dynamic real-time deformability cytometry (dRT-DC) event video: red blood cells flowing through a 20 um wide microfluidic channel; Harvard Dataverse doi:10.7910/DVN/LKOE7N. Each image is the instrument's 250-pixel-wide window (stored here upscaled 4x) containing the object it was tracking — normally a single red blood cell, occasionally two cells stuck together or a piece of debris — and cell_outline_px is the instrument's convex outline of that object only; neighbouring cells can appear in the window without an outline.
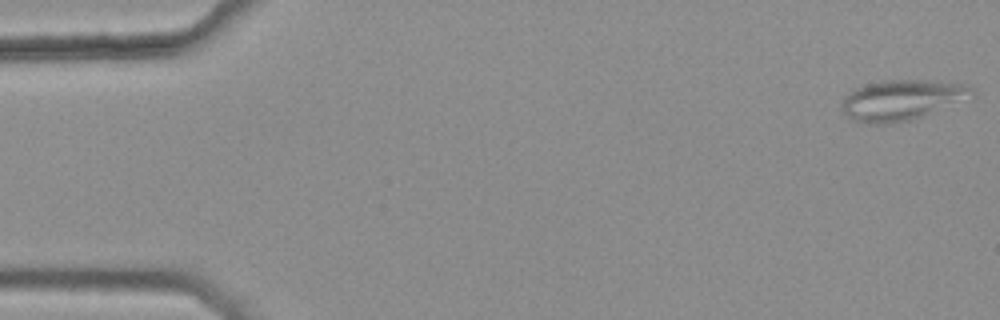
{"species": "common noctule bat (a hibernating species)", "species_latin": "Nyctalus noctula", "temperature_condition": "warm", "stored_images_in_passage": 5, "camera_frame_rate_fps": 3000, "um_per_image_px": 0.085, "animal": {"sex": "female", "body_mass_g": 25.1}, "frame": {"image": 1, "passage_image": 5, "time_ms": 1.333, "image_size_px": [1000, 320], "cell_outline_px": [[976, 96], [912, 120], [888, 124], [860, 124], [852, 120], [844, 112], [840, 104], [844, 96], [856, 88], [868, 84], [884, 80], [936, 80], [968, 84], [972, 88]], "centroid_in_image_um": [76.68, 8.5], "position_along_channel_um": 8.3, "area_um2": 31.1}}